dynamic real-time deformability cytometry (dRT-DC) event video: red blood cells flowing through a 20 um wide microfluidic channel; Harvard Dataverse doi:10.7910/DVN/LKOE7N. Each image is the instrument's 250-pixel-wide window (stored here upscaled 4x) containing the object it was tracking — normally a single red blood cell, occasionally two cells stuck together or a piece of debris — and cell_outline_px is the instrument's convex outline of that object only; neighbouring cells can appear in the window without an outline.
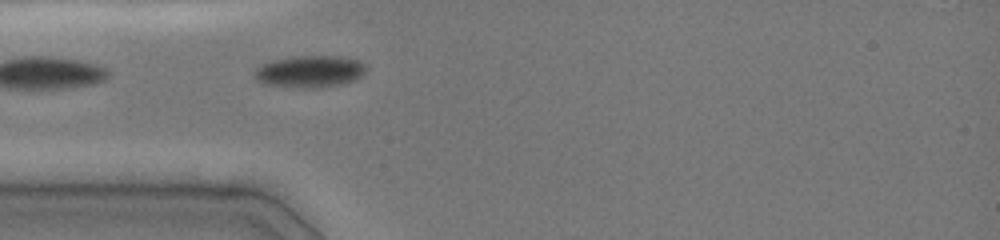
{"species": "common noctule bat (a hibernating species)", "species_latin": "Nyctalus noctula", "temperature_condition": "cold", "stored_images_in_passage": 33, "camera_frame_rate_fps": 3000, "um_per_image_px": 0.085, "animal": {"sex": "female", "body_mass_g": 19.0, "forearm_length_mm": 51.5}, "frame": {"image": 1, "passage_image": 1, "time_ms": 0.0, "image_size_px": [1000, 240], "cell_outline_px": [[368, 68], [356, 80], [340, 84], [320, 88], [296, 88], [264, 84], [256, 80], [252, 76], [252, 72], [260, 64], [268, 60], [292, 56], [340, 56], [360, 60], [368, 64]], "centroid_in_image_um": [26.3, 6.07], "position_along_channel_um": 58.7, "area_um2": 21.5}}
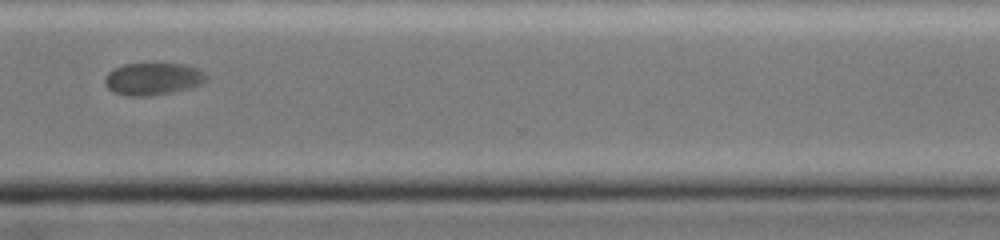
{"frame": {"image": 2, "passage_image": 24, "time_ms": 7.667, "image_size_px": [1000, 240], "cell_outline_px": [[208, 80], [200, 84], [188, 88], [172, 92], [148, 96], [124, 96], [112, 92], [104, 84], [104, 76], [108, 72], [124, 64], [184, 64], [196, 68], [204, 72], [208, 76]], "centroid_in_image_um": [12.97, 6.71], "position_along_channel_um": 357.6, "area_um2": 19.13}}
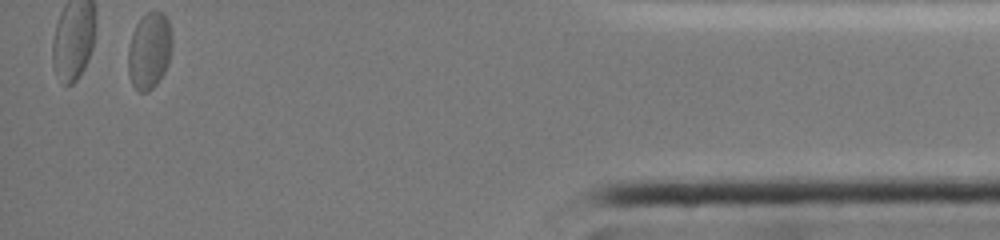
{"frame": {"image": 3, "passage_image": 33, "time_ms": 10.667, "image_size_px": [1000, 240], "cell_outline_px": [[172, 52], [168, 64], [164, 72], [156, 84], [148, 92], [140, 92], [132, 84], [128, 76], [128, 48], [132, 32], [136, 24], [148, 12], [164, 12], [168, 20], [172, 32]], "centroid_in_image_um": [12.7, 4.31], "position_along_channel_um": 422.5, "area_um2": 19.83}, "authors_computed_cell_mechanics": {"area_um2": 20.3456, "velocity_mm_per_s": 3.9027, "shape_relaxation_time_tau1_ms": 2.2131, "shape_relaxation_time_tau2_ms": null, "deformation_change_tau1": 0.034, "deformation_change_tau2": null}}